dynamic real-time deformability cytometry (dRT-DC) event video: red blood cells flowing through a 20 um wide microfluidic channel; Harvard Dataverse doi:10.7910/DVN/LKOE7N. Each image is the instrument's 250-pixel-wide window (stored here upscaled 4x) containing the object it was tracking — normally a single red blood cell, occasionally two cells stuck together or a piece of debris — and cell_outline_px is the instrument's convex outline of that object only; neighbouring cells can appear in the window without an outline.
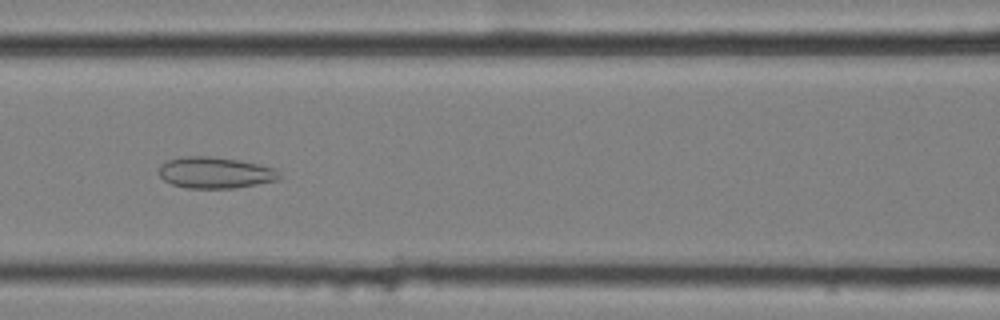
{"species": "common noctule bat (a hibernating species)", "species_latin": "Nyctalus noctula", "temperature_condition": "cold", "stored_images_in_passage": 45, "camera_frame_rate_fps": 3000, "um_per_image_px": 0.085, "animal": {"sex": "female", "body_mass_g": 25.1}, "frame": {"image": 1, "passage_image": 13, "time_ms": 4.0, "image_size_px": [1000, 320], "cell_outline_px": [[280, 180], [232, 188], [188, 188], [172, 184], [164, 180], [160, 176], [160, 164], [168, 160], [180, 156], [208, 156], [236, 160], [260, 164], [276, 168], [280, 172]], "centroid_in_image_um": [18.31, 14.67], "position_along_channel_um": 148.3, "area_um2": 21.96}}
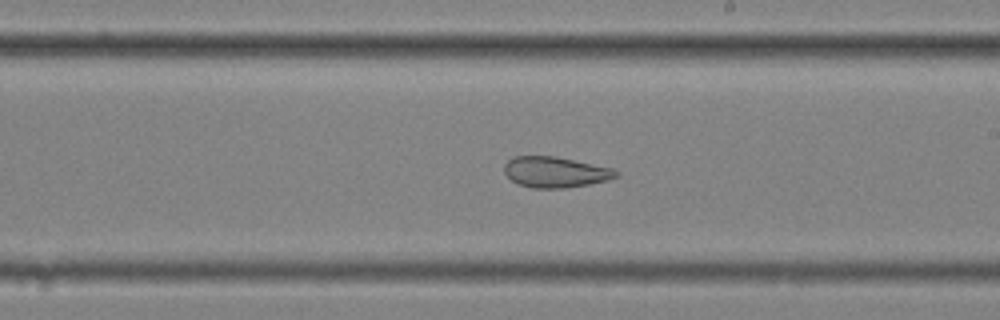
{"frame": {"image": 2, "passage_image": 21, "time_ms": 6.667, "image_size_px": [1000, 320], "cell_outline_px": [[620, 176], [608, 180], [588, 184], [564, 188], [532, 188], [520, 184], [512, 180], [504, 172], [504, 164], [508, 160], [516, 156], [556, 156], [612, 168], [620, 172]], "centroid_in_image_um": [47.23, 14.62], "position_along_channel_um": 241.8, "area_um2": 20.0}}
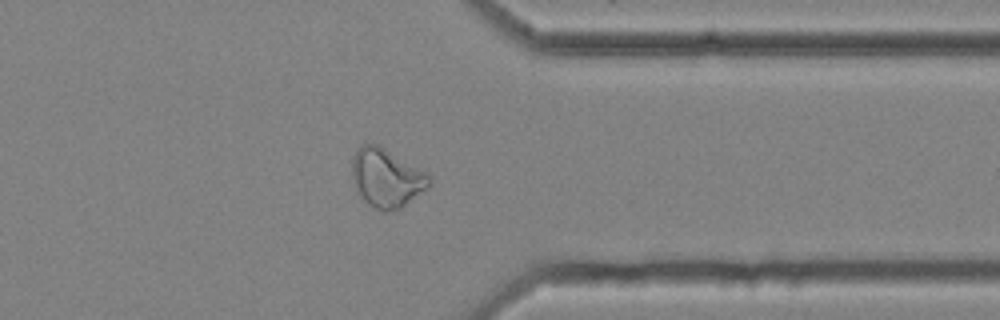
{"frame": {"image": 3, "passage_image": 33, "time_ms": 10.667, "image_size_px": [1000, 320], "cell_outline_px": [[432, 184], [400, 208], [384, 212], [368, 204], [360, 196], [356, 188], [352, 176], [352, 156], [356, 148], [364, 144], [376, 144], [384, 148], [428, 172], [432, 176]], "centroid_in_image_um": [32.86, 15.11], "position_along_channel_um": 378.5, "area_um2": 26.36}, "authors_computed_cell_mechanics": {"area_um2": 24.9118, "velocity_mm_per_s": 3.5167, "shape_relaxation_time_tau1_ms": null, "shape_relaxation_time_tau2_ms": 2.2933, "deformation_change_tau1": null, "deformation_change_tau2": 0.0952}}